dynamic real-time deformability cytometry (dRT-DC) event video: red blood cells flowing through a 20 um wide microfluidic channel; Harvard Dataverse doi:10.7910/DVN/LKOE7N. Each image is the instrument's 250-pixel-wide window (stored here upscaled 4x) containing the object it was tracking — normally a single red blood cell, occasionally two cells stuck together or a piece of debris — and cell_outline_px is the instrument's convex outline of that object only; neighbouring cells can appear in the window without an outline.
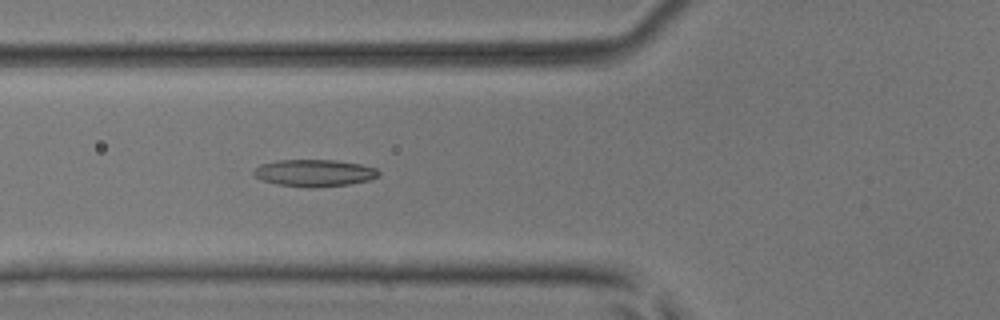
{"species": "common noctule bat (a hibernating species)", "species_latin": "Nyctalus noctula", "temperature_condition": "room temperature", "stored_images_in_passage": 32, "camera_frame_rate_fps": 3000, "um_per_image_px": 0.085, "animal": {"sex": "male", "body_mass_g": 17.9, "forearm_length_mm": 54.2}, "frame": {"image": 1, "passage_image": 4, "time_ms": 1.0, "image_size_px": [1000, 320], "cell_outline_px": [[380, 176], [368, 180], [348, 184], [312, 188], [308, 188], [276, 184], [264, 180], [256, 176], [252, 172], [260, 164], [276, 160], [336, 160], [360, 164], [376, 168], [380, 172]], "centroid_in_image_um": [26.73, 14.7], "position_along_channel_um": 99.1, "area_um2": 19.65}}
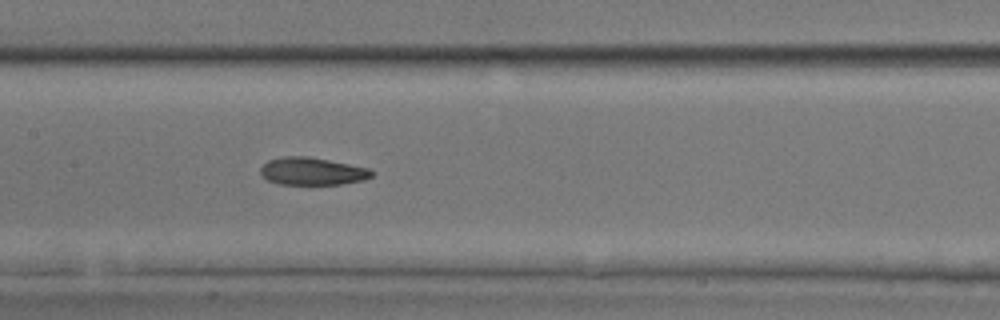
{"frame": {"image": 2, "passage_image": 10, "time_ms": 3.0, "image_size_px": [1000, 320], "cell_outline_px": [[372, 176], [364, 180], [340, 184], [280, 184], [268, 180], [260, 172], [260, 168], [268, 160], [284, 156], [308, 156], [368, 168], [372, 172]], "centroid_in_image_um": [26.52, 14.55], "position_along_channel_um": 180.9, "area_um2": 17.63}}
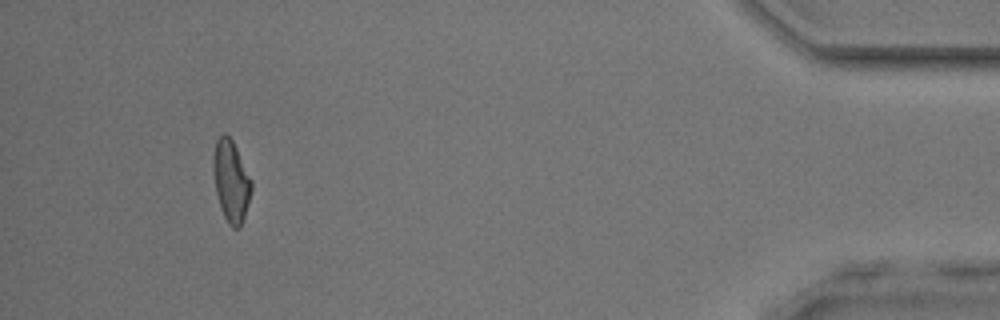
{"frame": {"image": 3, "passage_image": 32, "time_ms": 10.333, "image_size_px": [1000, 320], "cell_outline_px": [[252, 192], [240, 228], [232, 228], [228, 224], [224, 216], [216, 192], [212, 168], [212, 164], [216, 140], [224, 132], [232, 140], [252, 180]], "centroid_in_image_um": [19.64, 15.39], "position_along_channel_um": 415.6, "area_um2": 18.03}, "authors_computed_cell_mechanics": {"area_um2": 17.6868, "velocity_mm_per_s": 4.0881, "shape_relaxation_time_tau1_ms": 6.2141, "shape_relaxation_time_tau2_ms": 3.1439, "deformation_change_tau1": 0.1699, "deformation_change_tau2": 0.1111}}